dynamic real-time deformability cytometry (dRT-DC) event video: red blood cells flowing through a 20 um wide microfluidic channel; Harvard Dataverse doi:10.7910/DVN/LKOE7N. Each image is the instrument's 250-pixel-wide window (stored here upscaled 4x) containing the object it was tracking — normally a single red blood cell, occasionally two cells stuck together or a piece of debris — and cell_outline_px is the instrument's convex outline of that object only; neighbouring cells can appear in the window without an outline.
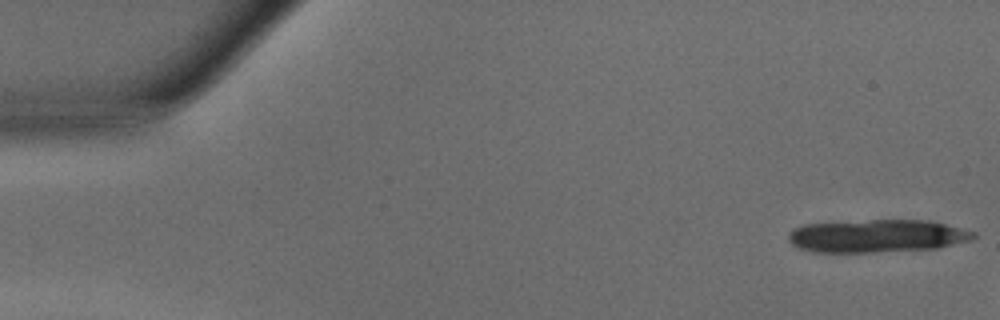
{"species": "common noctule bat (a hibernating species)", "species_latin": "Nyctalus noctula", "temperature_condition": "warm", "stored_images_in_passage": 7, "camera_frame_rate_fps": 3000, "um_per_image_px": 0.085, "animal": {"sex": "male", "body_mass_g": 15.6}, "frame": {"image": 1, "passage_image": 1, "time_ms": 0.0, "image_size_px": [1000, 320], "cell_outline_px": [[976, 236], [972, 240], [936, 248], [876, 252], [812, 252], [800, 248], [792, 244], [788, 240], [788, 232], [792, 228], [804, 224], [872, 220], [928, 220], [976, 232]], "centroid_in_image_um": [74.51, 20.06], "position_along_channel_um": 10.5, "area_um2": 35.43}}